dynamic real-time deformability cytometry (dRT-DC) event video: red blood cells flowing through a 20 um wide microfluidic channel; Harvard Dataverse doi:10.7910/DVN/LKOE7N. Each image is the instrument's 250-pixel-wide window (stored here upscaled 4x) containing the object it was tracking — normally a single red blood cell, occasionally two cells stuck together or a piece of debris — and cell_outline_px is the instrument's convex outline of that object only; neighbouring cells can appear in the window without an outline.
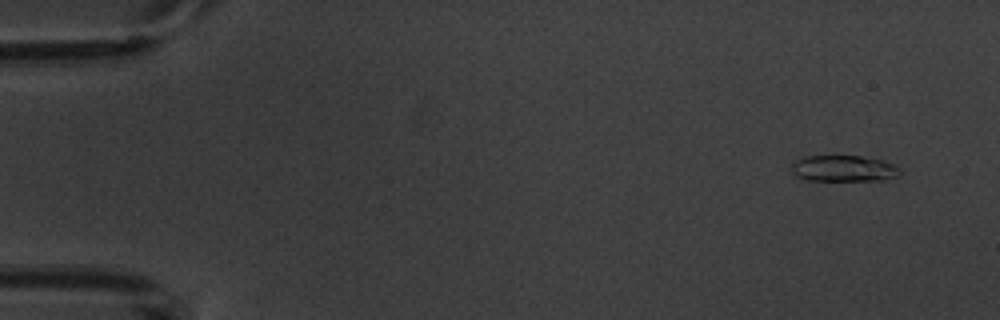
{"species": "common noctule bat (a hibernating species)", "species_latin": "Nyctalus noctula", "temperature_condition": "warm", "stored_images_in_passage": 4, "camera_frame_rate_fps": 3000, "um_per_image_px": 0.085, "animal": {"sex": "male", "body_mass_g": 20.1, "forearm_length_mm": 53.5}, "frame": {"image": 1, "passage_image": 1, "time_ms": 0.0, "image_size_px": [1000, 320], "cell_outline_px": [[900, 172], [896, 176], [884, 180], [808, 180], [796, 176], [792, 172], [792, 164], [796, 160], [804, 156], [860, 156], [880, 160], [892, 164], [900, 168]], "centroid_in_image_um": [71.68, 14.32], "position_along_channel_um": 13.3, "area_um2": 16.36}}